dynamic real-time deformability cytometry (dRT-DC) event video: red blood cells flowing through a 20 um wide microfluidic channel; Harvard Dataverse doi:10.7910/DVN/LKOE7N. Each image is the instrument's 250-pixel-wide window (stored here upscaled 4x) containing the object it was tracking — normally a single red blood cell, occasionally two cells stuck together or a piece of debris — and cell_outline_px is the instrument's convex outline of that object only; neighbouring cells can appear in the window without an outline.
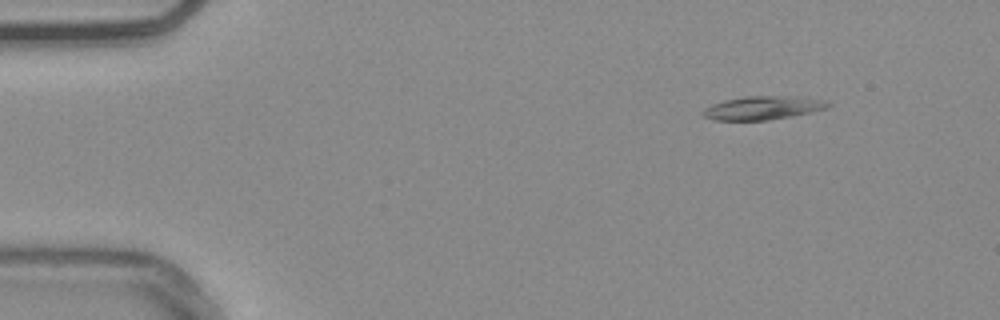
{"species": "common noctule bat (a hibernating species)", "species_latin": "Nyctalus noctula", "temperature_condition": "warm", "stored_images_in_passage": 48, "camera_frame_rate_fps": 3000, "um_per_image_px": 0.085, "animal": {"sex": "male", "body_mass_g": 20.4}, "frame": {"image": 1, "passage_image": 1, "time_ms": 0.0, "image_size_px": [1000, 320], "cell_outline_px": [[832, 104], [828, 108], [812, 112], [792, 116], [768, 120], [716, 120], [704, 116], [704, 108], [712, 104], [724, 100], [748, 96], [776, 96], [828, 100]], "centroid_in_image_um": [64.87, 9.17], "position_along_channel_um": 20.1, "area_um2": 16.88}}
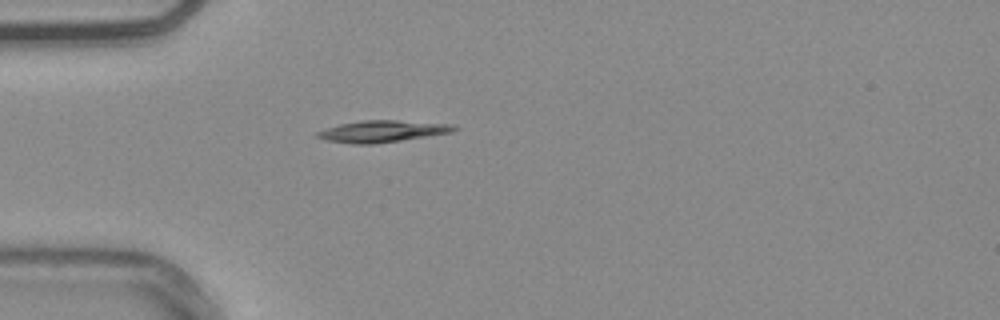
{"frame": {"image": 2, "passage_image": 10, "time_ms": 3.0, "image_size_px": [1000, 320], "cell_outline_px": [[460, 128], [452, 132], [376, 144], [352, 144], [328, 140], [316, 136], [316, 132], [340, 124], [364, 120], [396, 120], [452, 124]], "centroid_in_image_um": [32.53, 11.16], "position_along_channel_um": 52.5, "area_um2": 17.11}}
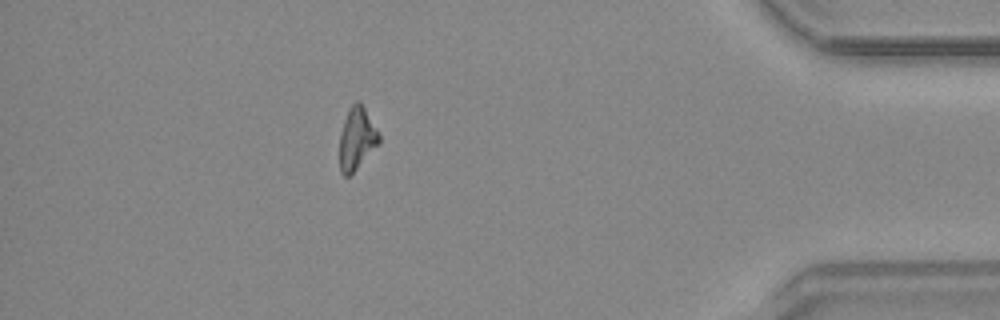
{"frame": {"image": 3, "passage_image": 42, "time_ms": 13.667, "image_size_px": [1000, 320], "cell_outline_px": [[380, 144], [348, 176], [344, 176], [340, 172], [340, 132], [348, 108], [356, 100], [360, 100], [380, 132]], "centroid_in_image_um": [30.35, 11.72], "position_along_channel_um": 404.9, "area_um2": 14.51}, "authors_computed_cell_mechanics": {"area_um2": 15.4615, "velocity_mm_per_s": 3.795, "shape_relaxation_time_tau1_ms": 4.6936, "shape_relaxation_time_tau2_ms": 9.8151, "deformation_change_tau1": 0.1324, "deformation_change_tau2": 0.2041}}